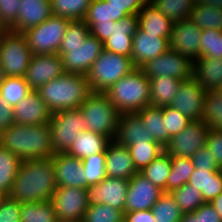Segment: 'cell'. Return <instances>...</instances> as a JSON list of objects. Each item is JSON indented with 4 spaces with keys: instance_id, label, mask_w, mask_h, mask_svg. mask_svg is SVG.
Returning <instances> with one entry per match:
<instances>
[{
    "instance_id": "52",
    "label": "cell",
    "mask_w": 222,
    "mask_h": 222,
    "mask_svg": "<svg viewBox=\"0 0 222 222\" xmlns=\"http://www.w3.org/2000/svg\"><path fill=\"white\" fill-rule=\"evenodd\" d=\"M206 146L210 149L213 160H215L217 165L222 169V131L211 128Z\"/></svg>"
},
{
    "instance_id": "60",
    "label": "cell",
    "mask_w": 222,
    "mask_h": 222,
    "mask_svg": "<svg viewBox=\"0 0 222 222\" xmlns=\"http://www.w3.org/2000/svg\"><path fill=\"white\" fill-rule=\"evenodd\" d=\"M196 4H206L222 9V0H197Z\"/></svg>"
},
{
    "instance_id": "45",
    "label": "cell",
    "mask_w": 222,
    "mask_h": 222,
    "mask_svg": "<svg viewBox=\"0 0 222 222\" xmlns=\"http://www.w3.org/2000/svg\"><path fill=\"white\" fill-rule=\"evenodd\" d=\"M105 162V153H97L82 159L87 187L94 186L107 177Z\"/></svg>"
},
{
    "instance_id": "58",
    "label": "cell",
    "mask_w": 222,
    "mask_h": 222,
    "mask_svg": "<svg viewBox=\"0 0 222 222\" xmlns=\"http://www.w3.org/2000/svg\"><path fill=\"white\" fill-rule=\"evenodd\" d=\"M179 222H201V215H196L195 212L184 213Z\"/></svg>"
},
{
    "instance_id": "66",
    "label": "cell",
    "mask_w": 222,
    "mask_h": 222,
    "mask_svg": "<svg viewBox=\"0 0 222 222\" xmlns=\"http://www.w3.org/2000/svg\"><path fill=\"white\" fill-rule=\"evenodd\" d=\"M118 222H127L125 218L121 219L120 221Z\"/></svg>"
},
{
    "instance_id": "16",
    "label": "cell",
    "mask_w": 222,
    "mask_h": 222,
    "mask_svg": "<svg viewBox=\"0 0 222 222\" xmlns=\"http://www.w3.org/2000/svg\"><path fill=\"white\" fill-rule=\"evenodd\" d=\"M163 193V190L137 172L129 179L124 214L132 211L151 210Z\"/></svg>"
},
{
    "instance_id": "13",
    "label": "cell",
    "mask_w": 222,
    "mask_h": 222,
    "mask_svg": "<svg viewBox=\"0 0 222 222\" xmlns=\"http://www.w3.org/2000/svg\"><path fill=\"white\" fill-rule=\"evenodd\" d=\"M210 128L202 120L191 121L186 128L174 135L165 151L170 156L191 158L207 145Z\"/></svg>"
},
{
    "instance_id": "31",
    "label": "cell",
    "mask_w": 222,
    "mask_h": 222,
    "mask_svg": "<svg viewBox=\"0 0 222 222\" xmlns=\"http://www.w3.org/2000/svg\"><path fill=\"white\" fill-rule=\"evenodd\" d=\"M182 80L169 76L150 79V105L157 107L170 106Z\"/></svg>"
},
{
    "instance_id": "23",
    "label": "cell",
    "mask_w": 222,
    "mask_h": 222,
    "mask_svg": "<svg viewBox=\"0 0 222 222\" xmlns=\"http://www.w3.org/2000/svg\"><path fill=\"white\" fill-rule=\"evenodd\" d=\"M105 156L107 177L129 180L138 172L128 147L118 144L115 140L108 144Z\"/></svg>"
},
{
    "instance_id": "37",
    "label": "cell",
    "mask_w": 222,
    "mask_h": 222,
    "mask_svg": "<svg viewBox=\"0 0 222 222\" xmlns=\"http://www.w3.org/2000/svg\"><path fill=\"white\" fill-rule=\"evenodd\" d=\"M133 163L138 172L148 166L165 151L158 142H138L128 146Z\"/></svg>"
},
{
    "instance_id": "9",
    "label": "cell",
    "mask_w": 222,
    "mask_h": 222,
    "mask_svg": "<svg viewBox=\"0 0 222 222\" xmlns=\"http://www.w3.org/2000/svg\"><path fill=\"white\" fill-rule=\"evenodd\" d=\"M69 22L67 18L51 15L41 24L25 31L23 34L32 54L58 53Z\"/></svg>"
},
{
    "instance_id": "6",
    "label": "cell",
    "mask_w": 222,
    "mask_h": 222,
    "mask_svg": "<svg viewBox=\"0 0 222 222\" xmlns=\"http://www.w3.org/2000/svg\"><path fill=\"white\" fill-rule=\"evenodd\" d=\"M84 118V130L115 140L120 114L105 93L91 92L79 107Z\"/></svg>"
},
{
    "instance_id": "64",
    "label": "cell",
    "mask_w": 222,
    "mask_h": 222,
    "mask_svg": "<svg viewBox=\"0 0 222 222\" xmlns=\"http://www.w3.org/2000/svg\"><path fill=\"white\" fill-rule=\"evenodd\" d=\"M216 91L220 95V97L222 98V85Z\"/></svg>"
},
{
    "instance_id": "8",
    "label": "cell",
    "mask_w": 222,
    "mask_h": 222,
    "mask_svg": "<svg viewBox=\"0 0 222 222\" xmlns=\"http://www.w3.org/2000/svg\"><path fill=\"white\" fill-rule=\"evenodd\" d=\"M23 33L6 30L0 38V65L5 77H24L32 58Z\"/></svg>"
},
{
    "instance_id": "24",
    "label": "cell",
    "mask_w": 222,
    "mask_h": 222,
    "mask_svg": "<svg viewBox=\"0 0 222 222\" xmlns=\"http://www.w3.org/2000/svg\"><path fill=\"white\" fill-rule=\"evenodd\" d=\"M52 15L50 0H20L17 22L9 29L24 33Z\"/></svg>"
},
{
    "instance_id": "43",
    "label": "cell",
    "mask_w": 222,
    "mask_h": 222,
    "mask_svg": "<svg viewBox=\"0 0 222 222\" xmlns=\"http://www.w3.org/2000/svg\"><path fill=\"white\" fill-rule=\"evenodd\" d=\"M171 195L176 200V203L183 214L194 212L199 206L205 203L202 192L188 183L173 190Z\"/></svg>"
},
{
    "instance_id": "57",
    "label": "cell",
    "mask_w": 222,
    "mask_h": 222,
    "mask_svg": "<svg viewBox=\"0 0 222 222\" xmlns=\"http://www.w3.org/2000/svg\"><path fill=\"white\" fill-rule=\"evenodd\" d=\"M124 218L127 222H155L152 210L126 212Z\"/></svg>"
},
{
    "instance_id": "2",
    "label": "cell",
    "mask_w": 222,
    "mask_h": 222,
    "mask_svg": "<svg viewBox=\"0 0 222 222\" xmlns=\"http://www.w3.org/2000/svg\"><path fill=\"white\" fill-rule=\"evenodd\" d=\"M56 188L52 158L24 160L8 196L20 203L50 201Z\"/></svg>"
},
{
    "instance_id": "21",
    "label": "cell",
    "mask_w": 222,
    "mask_h": 222,
    "mask_svg": "<svg viewBox=\"0 0 222 222\" xmlns=\"http://www.w3.org/2000/svg\"><path fill=\"white\" fill-rule=\"evenodd\" d=\"M14 123L20 125H42L49 123L52 112L42 101L37 91L32 90L13 107Z\"/></svg>"
},
{
    "instance_id": "15",
    "label": "cell",
    "mask_w": 222,
    "mask_h": 222,
    "mask_svg": "<svg viewBox=\"0 0 222 222\" xmlns=\"http://www.w3.org/2000/svg\"><path fill=\"white\" fill-rule=\"evenodd\" d=\"M65 73L62 57L56 54H33L24 79L31 90L37 91L49 81Z\"/></svg>"
},
{
    "instance_id": "14",
    "label": "cell",
    "mask_w": 222,
    "mask_h": 222,
    "mask_svg": "<svg viewBox=\"0 0 222 222\" xmlns=\"http://www.w3.org/2000/svg\"><path fill=\"white\" fill-rule=\"evenodd\" d=\"M205 94V88L192 76L189 79L182 80L170 106L191 121L202 120Z\"/></svg>"
},
{
    "instance_id": "22",
    "label": "cell",
    "mask_w": 222,
    "mask_h": 222,
    "mask_svg": "<svg viewBox=\"0 0 222 222\" xmlns=\"http://www.w3.org/2000/svg\"><path fill=\"white\" fill-rule=\"evenodd\" d=\"M170 48L167 38L153 34H146L139 27L133 36L131 59L136 68H140L147 61L157 58Z\"/></svg>"
},
{
    "instance_id": "42",
    "label": "cell",
    "mask_w": 222,
    "mask_h": 222,
    "mask_svg": "<svg viewBox=\"0 0 222 222\" xmlns=\"http://www.w3.org/2000/svg\"><path fill=\"white\" fill-rule=\"evenodd\" d=\"M31 91L24 77H4L0 87V95L12 107L17 105Z\"/></svg>"
},
{
    "instance_id": "47",
    "label": "cell",
    "mask_w": 222,
    "mask_h": 222,
    "mask_svg": "<svg viewBox=\"0 0 222 222\" xmlns=\"http://www.w3.org/2000/svg\"><path fill=\"white\" fill-rule=\"evenodd\" d=\"M124 218V214L110 205H88L83 222H118Z\"/></svg>"
},
{
    "instance_id": "38",
    "label": "cell",
    "mask_w": 222,
    "mask_h": 222,
    "mask_svg": "<svg viewBox=\"0 0 222 222\" xmlns=\"http://www.w3.org/2000/svg\"><path fill=\"white\" fill-rule=\"evenodd\" d=\"M21 222H56L57 217L50 201L21 203Z\"/></svg>"
},
{
    "instance_id": "40",
    "label": "cell",
    "mask_w": 222,
    "mask_h": 222,
    "mask_svg": "<svg viewBox=\"0 0 222 222\" xmlns=\"http://www.w3.org/2000/svg\"><path fill=\"white\" fill-rule=\"evenodd\" d=\"M52 15L73 20H83L92 0H50Z\"/></svg>"
},
{
    "instance_id": "3",
    "label": "cell",
    "mask_w": 222,
    "mask_h": 222,
    "mask_svg": "<svg viewBox=\"0 0 222 222\" xmlns=\"http://www.w3.org/2000/svg\"><path fill=\"white\" fill-rule=\"evenodd\" d=\"M0 145L17 155L19 159H46L54 156L50 124H13L0 133Z\"/></svg>"
},
{
    "instance_id": "30",
    "label": "cell",
    "mask_w": 222,
    "mask_h": 222,
    "mask_svg": "<svg viewBox=\"0 0 222 222\" xmlns=\"http://www.w3.org/2000/svg\"><path fill=\"white\" fill-rule=\"evenodd\" d=\"M188 184L202 192L205 202H210L222 192V169L217 171L195 169Z\"/></svg>"
},
{
    "instance_id": "39",
    "label": "cell",
    "mask_w": 222,
    "mask_h": 222,
    "mask_svg": "<svg viewBox=\"0 0 222 222\" xmlns=\"http://www.w3.org/2000/svg\"><path fill=\"white\" fill-rule=\"evenodd\" d=\"M126 15L124 11L114 9L105 0H92L83 20L85 23L116 22Z\"/></svg>"
},
{
    "instance_id": "50",
    "label": "cell",
    "mask_w": 222,
    "mask_h": 222,
    "mask_svg": "<svg viewBox=\"0 0 222 222\" xmlns=\"http://www.w3.org/2000/svg\"><path fill=\"white\" fill-rule=\"evenodd\" d=\"M21 203L8 195L0 202V222H21Z\"/></svg>"
},
{
    "instance_id": "65",
    "label": "cell",
    "mask_w": 222,
    "mask_h": 222,
    "mask_svg": "<svg viewBox=\"0 0 222 222\" xmlns=\"http://www.w3.org/2000/svg\"><path fill=\"white\" fill-rule=\"evenodd\" d=\"M4 197H5V195L2 192H0V202Z\"/></svg>"
},
{
    "instance_id": "61",
    "label": "cell",
    "mask_w": 222,
    "mask_h": 222,
    "mask_svg": "<svg viewBox=\"0 0 222 222\" xmlns=\"http://www.w3.org/2000/svg\"><path fill=\"white\" fill-rule=\"evenodd\" d=\"M4 73H3V69H2V66L0 65V87H1V84L3 82V79H4Z\"/></svg>"
},
{
    "instance_id": "53",
    "label": "cell",
    "mask_w": 222,
    "mask_h": 222,
    "mask_svg": "<svg viewBox=\"0 0 222 222\" xmlns=\"http://www.w3.org/2000/svg\"><path fill=\"white\" fill-rule=\"evenodd\" d=\"M114 9H120L128 14H138L148 0H105Z\"/></svg>"
},
{
    "instance_id": "41",
    "label": "cell",
    "mask_w": 222,
    "mask_h": 222,
    "mask_svg": "<svg viewBox=\"0 0 222 222\" xmlns=\"http://www.w3.org/2000/svg\"><path fill=\"white\" fill-rule=\"evenodd\" d=\"M151 210L155 222H179L183 214L171 193H163Z\"/></svg>"
},
{
    "instance_id": "26",
    "label": "cell",
    "mask_w": 222,
    "mask_h": 222,
    "mask_svg": "<svg viewBox=\"0 0 222 222\" xmlns=\"http://www.w3.org/2000/svg\"><path fill=\"white\" fill-rule=\"evenodd\" d=\"M115 141L127 147L138 142H156L149 137L147 128L136 113L119 116Z\"/></svg>"
},
{
    "instance_id": "59",
    "label": "cell",
    "mask_w": 222,
    "mask_h": 222,
    "mask_svg": "<svg viewBox=\"0 0 222 222\" xmlns=\"http://www.w3.org/2000/svg\"><path fill=\"white\" fill-rule=\"evenodd\" d=\"M210 203L222 218V192L216 198L211 200Z\"/></svg>"
},
{
    "instance_id": "48",
    "label": "cell",
    "mask_w": 222,
    "mask_h": 222,
    "mask_svg": "<svg viewBox=\"0 0 222 222\" xmlns=\"http://www.w3.org/2000/svg\"><path fill=\"white\" fill-rule=\"evenodd\" d=\"M163 119L170 138L181 132L191 122L189 118L171 106L163 107Z\"/></svg>"
},
{
    "instance_id": "20",
    "label": "cell",
    "mask_w": 222,
    "mask_h": 222,
    "mask_svg": "<svg viewBox=\"0 0 222 222\" xmlns=\"http://www.w3.org/2000/svg\"><path fill=\"white\" fill-rule=\"evenodd\" d=\"M57 187H76L87 190L86 174L82 160L68 155L56 153L52 157Z\"/></svg>"
},
{
    "instance_id": "36",
    "label": "cell",
    "mask_w": 222,
    "mask_h": 222,
    "mask_svg": "<svg viewBox=\"0 0 222 222\" xmlns=\"http://www.w3.org/2000/svg\"><path fill=\"white\" fill-rule=\"evenodd\" d=\"M189 19L202 30H222V9L215 6L196 4Z\"/></svg>"
},
{
    "instance_id": "4",
    "label": "cell",
    "mask_w": 222,
    "mask_h": 222,
    "mask_svg": "<svg viewBox=\"0 0 222 222\" xmlns=\"http://www.w3.org/2000/svg\"><path fill=\"white\" fill-rule=\"evenodd\" d=\"M37 92L52 113L61 110L78 109L92 92L87 75L64 73Z\"/></svg>"
},
{
    "instance_id": "5",
    "label": "cell",
    "mask_w": 222,
    "mask_h": 222,
    "mask_svg": "<svg viewBox=\"0 0 222 222\" xmlns=\"http://www.w3.org/2000/svg\"><path fill=\"white\" fill-rule=\"evenodd\" d=\"M150 79L140 68L120 78L106 92L118 113H137L150 105Z\"/></svg>"
},
{
    "instance_id": "11",
    "label": "cell",
    "mask_w": 222,
    "mask_h": 222,
    "mask_svg": "<svg viewBox=\"0 0 222 222\" xmlns=\"http://www.w3.org/2000/svg\"><path fill=\"white\" fill-rule=\"evenodd\" d=\"M140 69L149 79L169 76L186 80L192 77L193 62L169 48L157 58L147 61Z\"/></svg>"
},
{
    "instance_id": "56",
    "label": "cell",
    "mask_w": 222,
    "mask_h": 222,
    "mask_svg": "<svg viewBox=\"0 0 222 222\" xmlns=\"http://www.w3.org/2000/svg\"><path fill=\"white\" fill-rule=\"evenodd\" d=\"M194 212L196 215H201V222H222V218L210 202H205Z\"/></svg>"
},
{
    "instance_id": "46",
    "label": "cell",
    "mask_w": 222,
    "mask_h": 222,
    "mask_svg": "<svg viewBox=\"0 0 222 222\" xmlns=\"http://www.w3.org/2000/svg\"><path fill=\"white\" fill-rule=\"evenodd\" d=\"M200 40V57L222 58V30L204 29Z\"/></svg>"
},
{
    "instance_id": "17",
    "label": "cell",
    "mask_w": 222,
    "mask_h": 222,
    "mask_svg": "<svg viewBox=\"0 0 222 222\" xmlns=\"http://www.w3.org/2000/svg\"><path fill=\"white\" fill-rule=\"evenodd\" d=\"M129 180L106 177L100 183L87 188L89 205L107 204L124 214Z\"/></svg>"
},
{
    "instance_id": "7",
    "label": "cell",
    "mask_w": 222,
    "mask_h": 222,
    "mask_svg": "<svg viewBox=\"0 0 222 222\" xmlns=\"http://www.w3.org/2000/svg\"><path fill=\"white\" fill-rule=\"evenodd\" d=\"M135 68L131 57L103 50L87 74L90 90L105 93L120 78L130 74Z\"/></svg>"
},
{
    "instance_id": "63",
    "label": "cell",
    "mask_w": 222,
    "mask_h": 222,
    "mask_svg": "<svg viewBox=\"0 0 222 222\" xmlns=\"http://www.w3.org/2000/svg\"><path fill=\"white\" fill-rule=\"evenodd\" d=\"M56 222H83V221H77V220H57Z\"/></svg>"
},
{
    "instance_id": "10",
    "label": "cell",
    "mask_w": 222,
    "mask_h": 222,
    "mask_svg": "<svg viewBox=\"0 0 222 222\" xmlns=\"http://www.w3.org/2000/svg\"><path fill=\"white\" fill-rule=\"evenodd\" d=\"M84 118L80 109L52 113L50 124L54 153H66L78 135L84 131Z\"/></svg>"
},
{
    "instance_id": "49",
    "label": "cell",
    "mask_w": 222,
    "mask_h": 222,
    "mask_svg": "<svg viewBox=\"0 0 222 222\" xmlns=\"http://www.w3.org/2000/svg\"><path fill=\"white\" fill-rule=\"evenodd\" d=\"M20 0H0V23L9 30L16 22Z\"/></svg>"
},
{
    "instance_id": "44",
    "label": "cell",
    "mask_w": 222,
    "mask_h": 222,
    "mask_svg": "<svg viewBox=\"0 0 222 222\" xmlns=\"http://www.w3.org/2000/svg\"><path fill=\"white\" fill-rule=\"evenodd\" d=\"M202 121L211 129L222 131V98L217 91H206Z\"/></svg>"
},
{
    "instance_id": "32",
    "label": "cell",
    "mask_w": 222,
    "mask_h": 222,
    "mask_svg": "<svg viewBox=\"0 0 222 222\" xmlns=\"http://www.w3.org/2000/svg\"><path fill=\"white\" fill-rule=\"evenodd\" d=\"M22 162L17 155L0 145V192L4 195L10 193Z\"/></svg>"
},
{
    "instance_id": "62",
    "label": "cell",
    "mask_w": 222,
    "mask_h": 222,
    "mask_svg": "<svg viewBox=\"0 0 222 222\" xmlns=\"http://www.w3.org/2000/svg\"><path fill=\"white\" fill-rule=\"evenodd\" d=\"M7 29L0 23V38Z\"/></svg>"
},
{
    "instance_id": "29",
    "label": "cell",
    "mask_w": 222,
    "mask_h": 222,
    "mask_svg": "<svg viewBox=\"0 0 222 222\" xmlns=\"http://www.w3.org/2000/svg\"><path fill=\"white\" fill-rule=\"evenodd\" d=\"M136 114L142 120L143 126L147 128L149 137L165 148L169 144L171 138L164 125L163 107L149 105Z\"/></svg>"
},
{
    "instance_id": "33",
    "label": "cell",
    "mask_w": 222,
    "mask_h": 222,
    "mask_svg": "<svg viewBox=\"0 0 222 222\" xmlns=\"http://www.w3.org/2000/svg\"><path fill=\"white\" fill-rule=\"evenodd\" d=\"M149 2L175 23L189 19L197 0H149Z\"/></svg>"
},
{
    "instance_id": "25",
    "label": "cell",
    "mask_w": 222,
    "mask_h": 222,
    "mask_svg": "<svg viewBox=\"0 0 222 222\" xmlns=\"http://www.w3.org/2000/svg\"><path fill=\"white\" fill-rule=\"evenodd\" d=\"M138 27L146 34L167 38L170 41L173 22L165 17L149 0L139 10Z\"/></svg>"
},
{
    "instance_id": "35",
    "label": "cell",
    "mask_w": 222,
    "mask_h": 222,
    "mask_svg": "<svg viewBox=\"0 0 222 222\" xmlns=\"http://www.w3.org/2000/svg\"><path fill=\"white\" fill-rule=\"evenodd\" d=\"M171 171V156L164 151L140 171L150 182L166 193V181Z\"/></svg>"
},
{
    "instance_id": "12",
    "label": "cell",
    "mask_w": 222,
    "mask_h": 222,
    "mask_svg": "<svg viewBox=\"0 0 222 222\" xmlns=\"http://www.w3.org/2000/svg\"><path fill=\"white\" fill-rule=\"evenodd\" d=\"M50 202L57 220L83 221L89 205L87 190L76 187H57Z\"/></svg>"
},
{
    "instance_id": "51",
    "label": "cell",
    "mask_w": 222,
    "mask_h": 222,
    "mask_svg": "<svg viewBox=\"0 0 222 222\" xmlns=\"http://www.w3.org/2000/svg\"><path fill=\"white\" fill-rule=\"evenodd\" d=\"M194 168L196 170L206 169L207 171H217L221 168L213 160V155L210 153V149L207 146L202 147L192 157Z\"/></svg>"
},
{
    "instance_id": "19",
    "label": "cell",
    "mask_w": 222,
    "mask_h": 222,
    "mask_svg": "<svg viewBox=\"0 0 222 222\" xmlns=\"http://www.w3.org/2000/svg\"><path fill=\"white\" fill-rule=\"evenodd\" d=\"M138 26L137 14H128L119 21H112L111 37L103 43L104 50L131 57L133 36Z\"/></svg>"
},
{
    "instance_id": "28",
    "label": "cell",
    "mask_w": 222,
    "mask_h": 222,
    "mask_svg": "<svg viewBox=\"0 0 222 222\" xmlns=\"http://www.w3.org/2000/svg\"><path fill=\"white\" fill-rule=\"evenodd\" d=\"M111 141L107 136L84 130L78 135L66 153L82 160L97 153H105Z\"/></svg>"
},
{
    "instance_id": "18",
    "label": "cell",
    "mask_w": 222,
    "mask_h": 222,
    "mask_svg": "<svg viewBox=\"0 0 222 222\" xmlns=\"http://www.w3.org/2000/svg\"><path fill=\"white\" fill-rule=\"evenodd\" d=\"M202 29L190 19L175 22L170 37V49L194 62L200 57Z\"/></svg>"
},
{
    "instance_id": "27",
    "label": "cell",
    "mask_w": 222,
    "mask_h": 222,
    "mask_svg": "<svg viewBox=\"0 0 222 222\" xmlns=\"http://www.w3.org/2000/svg\"><path fill=\"white\" fill-rule=\"evenodd\" d=\"M192 76L206 91L217 90L222 85V58H197L193 62Z\"/></svg>"
},
{
    "instance_id": "1",
    "label": "cell",
    "mask_w": 222,
    "mask_h": 222,
    "mask_svg": "<svg viewBox=\"0 0 222 222\" xmlns=\"http://www.w3.org/2000/svg\"><path fill=\"white\" fill-rule=\"evenodd\" d=\"M103 50V43L90 34L84 20H73L68 24L58 54L65 73L87 75Z\"/></svg>"
},
{
    "instance_id": "55",
    "label": "cell",
    "mask_w": 222,
    "mask_h": 222,
    "mask_svg": "<svg viewBox=\"0 0 222 222\" xmlns=\"http://www.w3.org/2000/svg\"><path fill=\"white\" fill-rule=\"evenodd\" d=\"M90 28V34L102 43L111 37L112 22L105 23H86Z\"/></svg>"
},
{
    "instance_id": "34",
    "label": "cell",
    "mask_w": 222,
    "mask_h": 222,
    "mask_svg": "<svg viewBox=\"0 0 222 222\" xmlns=\"http://www.w3.org/2000/svg\"><path fill=\"white\" fill-rule=\"evenodd\" d=\"M195 168L191 158L171 156V171L166 181V193L189 182Z\"/></svg>"
},
{
    "instance_id": "54",
    "label": "cell",
    "mask_w": 222,
    "mask_h": 222,
    "mask_svg": "<svg viewBox=\"0 0 222 222\" xmlns=\"http://www.w3.org/2000/svg\"><path fill=\"white\" fill-rule=\"evenodd\" d=\"M14 124L13 107L0 95V133Z\"/></svg>"
}]
</instances>
